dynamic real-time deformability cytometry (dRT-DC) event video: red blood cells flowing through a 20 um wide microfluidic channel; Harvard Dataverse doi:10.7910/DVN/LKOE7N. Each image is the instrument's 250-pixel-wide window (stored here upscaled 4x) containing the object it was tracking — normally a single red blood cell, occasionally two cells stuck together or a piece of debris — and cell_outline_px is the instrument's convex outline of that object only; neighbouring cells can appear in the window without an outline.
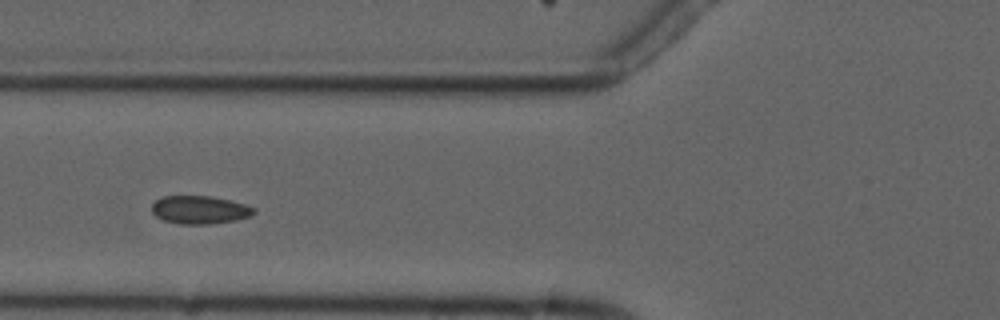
{"species": "common noctule bat (a hibernating species)", "species_latin": "Nyctalus noctula", "temperature_condition": "cold", "stored_images_in_passage": 4, "camera_frame_rate_fps": 3000, "um_per_image_px": 0.085, "animal": {"sex": "male", "forearm_length_mm": 52.5}, "frame": {"image": 1, "passage_image": 4, "time_ms": 4.333, "image_size_px": [1000, 320], "cell_outline_px": [[256, 212], [252, 216], [236, 220], [208, 224], [176, 224], [164, 220], [156, 216], [152, 212], [152, 204], [156, 200], [164, 196], [212, 196], [244, 204], [256, 208]], "centroid_in_image_um": [16.99, 17.84], "position_along_channel_um": 108.8, "area_um2": 16.76}}